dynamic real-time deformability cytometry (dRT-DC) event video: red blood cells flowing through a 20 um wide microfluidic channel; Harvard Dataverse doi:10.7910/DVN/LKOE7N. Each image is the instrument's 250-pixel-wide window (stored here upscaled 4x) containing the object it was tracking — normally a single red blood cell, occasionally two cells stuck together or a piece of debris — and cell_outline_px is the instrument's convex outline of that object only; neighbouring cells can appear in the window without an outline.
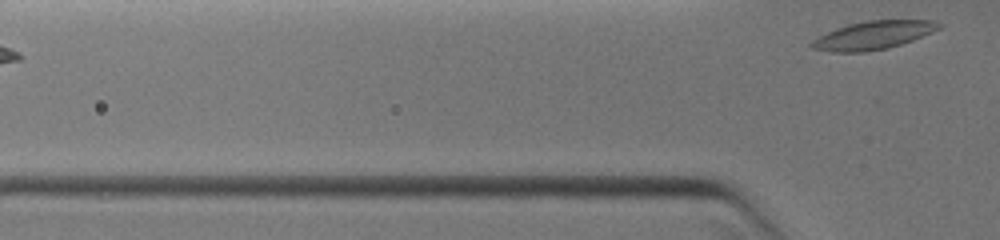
{"species": "common noctule bat (a hibernating species)", "species_latin": "Nyctalus noctula", "temperature_condition": "warm", "stored_images_in_passage": 3, "camera_frame_rate_fps": 3000, "um_per_image_px": 0.085, "animal": {"sex": "female", "body_mass_g": 19.0, "forearm_length_mm": 51.5}, "frame": {"image": 1, "passage_image": 3, "time_ms": 1.333, "image_size_px": [1000, 240], "cell_outline_px": [[944, 24], [940, 28], [932, 32], [912, 40], [888, 48], [868, 52], [832, 52], [812, 48], [808, 44], [812, 40], [836, 28], [848, 24], [868, 20], [936, 20]], "centroid_in_image_um": [74.24, 2.99], "position_along_channel_um": 51.6, "area_um2": 20.98}}